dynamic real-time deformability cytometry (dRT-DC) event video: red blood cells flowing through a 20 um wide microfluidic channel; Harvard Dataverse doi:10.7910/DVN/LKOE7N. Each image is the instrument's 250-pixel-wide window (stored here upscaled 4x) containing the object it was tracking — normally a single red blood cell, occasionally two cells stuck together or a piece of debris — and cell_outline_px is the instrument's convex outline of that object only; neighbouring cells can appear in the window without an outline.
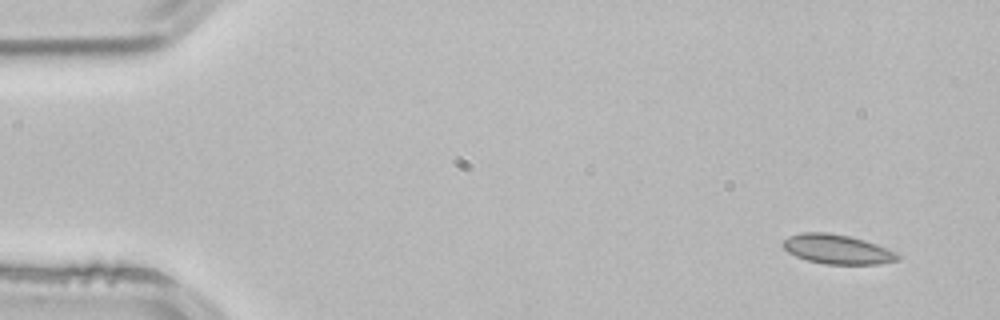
{"species": "common noctule bat (a hibernating species)", "species_latin": "Nyctalus noctula", "temperature_condition": "room temperature", "stored_images_in_passage": 3, "camera_frame_rate_fps": 3000, "um_per_image_px": 0.085, "animal": {"sex": "male", "body_mass_g": 21.5, "forearm_length_mm": 52.0}, "frame": {"image": 1, "passage_image": 1, "time_ms": 0.0, "image_size_px": [1000, 320], "cell_outline_px": [[900, 256], [896, 260], [876, 264], [824, 264], [808, 260], [796, 256], [788, 252], [780, 244], [788, 236], [800, 232], [828, 232], [848, 236], [864, 240], [876, 244], [896, 252]], "centroid_in_image_um": [71.11, 21.17], "position_along_channel_um": 13.9, "area_um2": 19.59}}
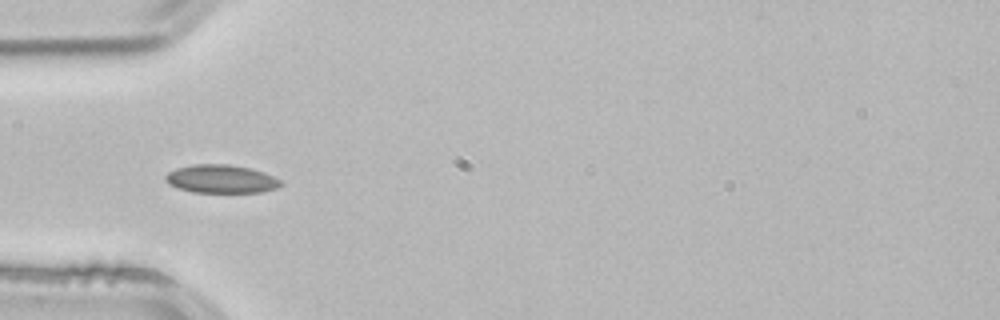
{"frame": {"image": 2, "passage_image": 3, "time_ms": 0.667, "image_size_px": [1000, 320], "cell_outline_px": [[284, 184], [276, 188], [260, 192], [192, 192], [176, 188], [168, 184], [164, 180], [164, 176], [168, 172], [176, 168], [192, 164], [228, 164], [252, 168], [264, 172], [280, 180]], "centroid_in_image_um": [18.76, 15.2], "position_along_channel_um": 66.2, "area_um2": 19.19}}